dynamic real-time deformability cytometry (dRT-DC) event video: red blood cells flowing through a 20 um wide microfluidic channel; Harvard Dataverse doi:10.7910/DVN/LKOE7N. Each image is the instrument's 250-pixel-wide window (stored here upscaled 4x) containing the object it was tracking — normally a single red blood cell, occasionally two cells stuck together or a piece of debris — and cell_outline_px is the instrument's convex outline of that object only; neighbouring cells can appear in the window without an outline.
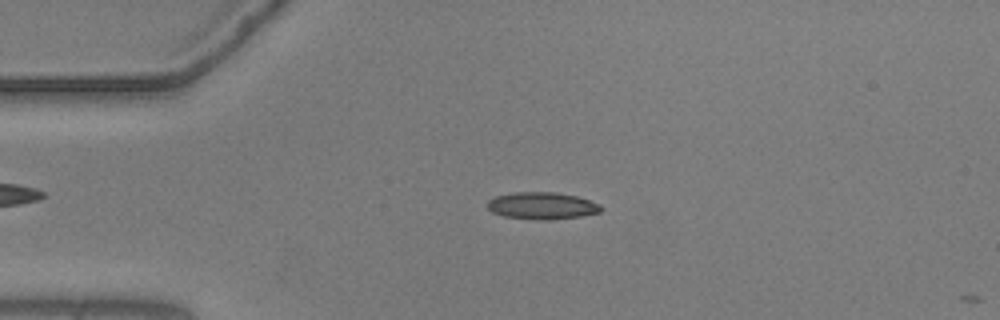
{"species": "common noctule bat (a hibernating species)", "species_latin": "Nyctalus noctula", "temperature_condition": "warm", "stored_images_in_passage": 13, "camera_frame_rate_fps": 3000, "um_per_image_px": 0.085, "animal": {"sex": "male", "body_mass_g": 20.5, "forearm_length_mm": 52.5}, "frame": {"image": 1, "passage_image": 12, "time_ms": 3.667, "image_size_px": [1000, 320], "cell_outline_px": [[604, 208], [600, 212], [580, 216], [548, 220], [540, 220], [504, 216], [492, 212], [488, 208], [488, 200], [496, 196], [516, 192], [556, 192], [576, 196], [600, 204]], "centroid_in_image_um": [46.09, 17.48], "position_along_channel_um": 38.9, "area_um2": 17.8}}